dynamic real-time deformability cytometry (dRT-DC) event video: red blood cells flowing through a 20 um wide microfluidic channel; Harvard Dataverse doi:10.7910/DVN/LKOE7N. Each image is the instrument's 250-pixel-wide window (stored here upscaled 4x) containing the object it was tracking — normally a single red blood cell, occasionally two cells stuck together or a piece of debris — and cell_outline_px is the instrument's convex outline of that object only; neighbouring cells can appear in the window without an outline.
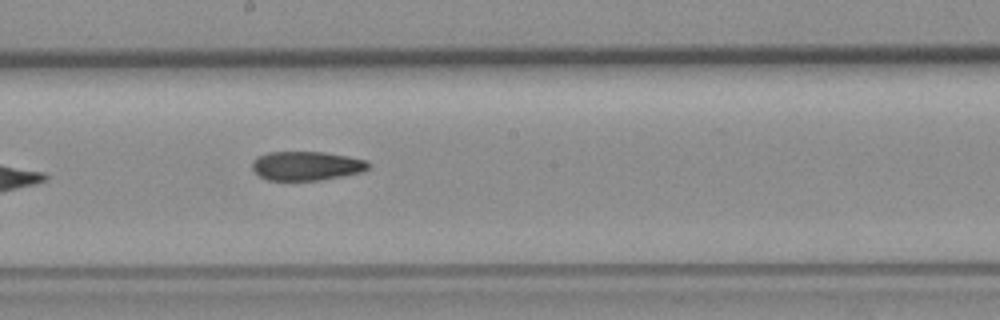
{"species": "common noctule bat (a hibernating species)", "species_latin": "Nyctalus noctula", "temperature_condition": "room temperature", "stored_images_in_passage": 7, "camera_frame_rate_fps": 3000, "um_per_image_px": 0.085, "animal": {"sex": "female", "body_mass_g": 19.3, "forearm_length_mm": 54.1}, "frame": {"image": 1, "passage_image": 7, "time_ms": 7.0, "image_size_px": [1000, 320], "cell_outline_px": [[372, 164], [368, 168], [360, 172], [344, 176], [320, 180], [268, 180], [260, 176], [252, 168], [252, 160], [256, 156], [268, 152], [324, 152], [348, 156], [368, 160]], "centroid_in_image_um": [26.06, 14.09], "position_along_channel_um": 222.1, "area_um2": 19.83}}